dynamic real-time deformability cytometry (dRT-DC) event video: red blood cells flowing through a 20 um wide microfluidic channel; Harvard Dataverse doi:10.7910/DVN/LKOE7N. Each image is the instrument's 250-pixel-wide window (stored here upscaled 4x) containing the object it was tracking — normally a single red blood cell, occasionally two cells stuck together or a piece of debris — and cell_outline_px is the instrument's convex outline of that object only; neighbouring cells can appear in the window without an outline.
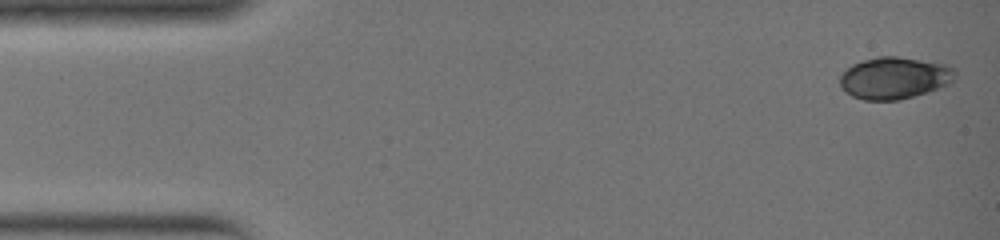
{"species": "common noctule bat (a hibernating species)", "species_latin": "Nyctalus noctula", "temperature_condition": "warm", "stored_images_in_passage": 34, "camera_frame_rate_fps": 3000, "um_per_image_px": 0.085, "animal": {"sex": "female", "body_mass_g": 19.0, "forearm_length_mm": 51.5}, "frame": {"image": 1, "passage_image": 1, "time_ms": 0.0, "image_size_px": [1000, 240], "cell_outline_px": [[956, 76], [948, 84], [928, 92], [900, 100], [864, 100], [852, 96], [844, 92], [840, 88], [840, 76], [852, 64], [876, 56], [896, 56], [944, 64], [956, 68]], "centroid_in_image_um": [76.01, 6.63], "position_along_channel_um": 9.0, "area_um2": 28.21}}
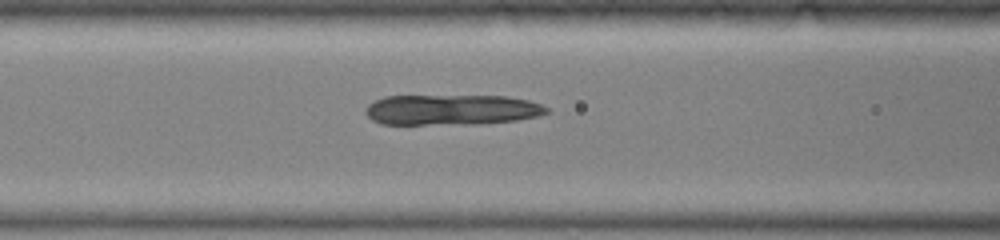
{"frame": {"image": 2, "passage_image": 14, "time_ms": 4.333, "image_size_px": [1000, 240], "cell_outline_px": [[548, 112], [540, 116], [516, 120], [476, 124], [380, 124], [372, 120], [364, 112], [364, 108], [368, 104], [384, 96], [504, 96], [528, 100], [540, 104], [548, 108]], "centroid_in_image_um": [38.35, 9.33], "position_along_channel_um": 128.2, "area_um2": 32.25}}
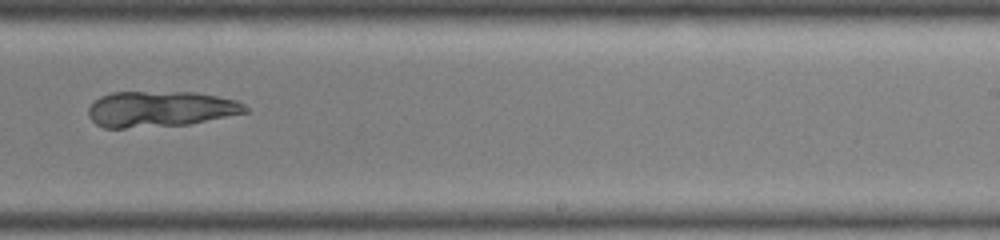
{"frame": {"image": 3, "passage_image": 22, "time_ms": 7.0, "image_size_px": [1000, 240], "cell_outline_px": [[248, 112], [188, 124], [124, 128], [104, 128], [96, 124], [88, 116], [88, 108], [100, 96], [112, 92], [196, 92], [236, 100], [244, 104], [248, 108]], "centroid_in_image_um": [13.61, 9.26], "position_along_channel_um": 275.4, "area_um2": 32.6}}